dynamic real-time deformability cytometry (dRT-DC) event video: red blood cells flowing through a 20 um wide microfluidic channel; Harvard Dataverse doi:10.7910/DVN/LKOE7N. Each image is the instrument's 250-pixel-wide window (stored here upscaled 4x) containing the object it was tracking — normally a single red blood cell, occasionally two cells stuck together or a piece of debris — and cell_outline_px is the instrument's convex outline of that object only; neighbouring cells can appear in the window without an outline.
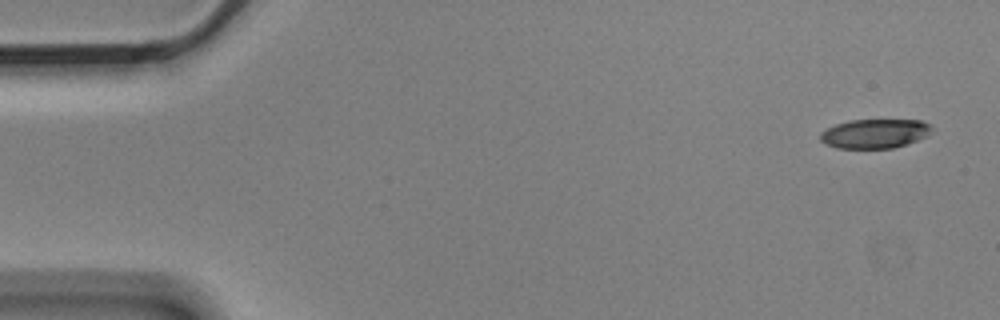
{"species": "Egyptian fruit bat (a non-hibernating species)", "species_latin": "Rousettus aegyptiacus", "temperature_condition": "cold", "stored_images_in_passage": 6, "camera_frame_rate_fps": 3000, "um_per_image_px": 0.085, "animal": {"sex": "male"}, "frame": {"image": 1, "passage_image": 1, "time_ms": 0.0, "image_size_px": [1000, 320], "cell_outline_px": [[932, 128], [928, 136], [892, 148], [836, 148], [824, 144], [820, 140], [820, 132], [836, 124], [848, 120], [920, 120], [928, 124]], "centroid_in_image_um": [74.31, 11.35], "position_along_channel_um": 10.7, "area_um2": 18.9}}